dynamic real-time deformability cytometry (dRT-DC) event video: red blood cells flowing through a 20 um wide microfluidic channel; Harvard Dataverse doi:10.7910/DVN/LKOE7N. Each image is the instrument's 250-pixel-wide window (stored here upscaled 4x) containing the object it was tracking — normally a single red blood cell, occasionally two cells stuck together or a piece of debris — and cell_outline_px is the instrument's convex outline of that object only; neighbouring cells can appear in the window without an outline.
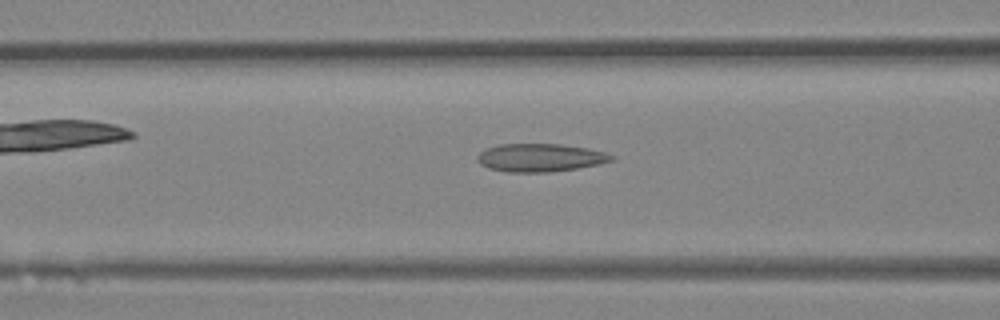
{"species": "Egyptian fruit bat (a non-hibernating species)", "species_latin": "Rousettus aegyptiacus", "temperature_condition": "room temperature", "stored_images_in_passage": 39, "camera_frame_rate_fps": 3000, "um_per_image_px": 0.085, "animal": {"sex": "female"}, "frame": {"image": 1, "passage_image": 16, "time_ms": 5.0, "image_size_px": [1000, 320], "cell_outline_px": [[616, 156], [612, 160], [600, 164], [552, 172], [504, 172], [488, 168], [480, 164], [476, 160], [476, 156], [480, 152], [488, 148], [500, 144], [560, 144], [588, 148], [604, 152]], "centroid_in_image_um": [45.9, 13.4], "position_along_channel_um": 120.7, "area_um2": 22.02}}
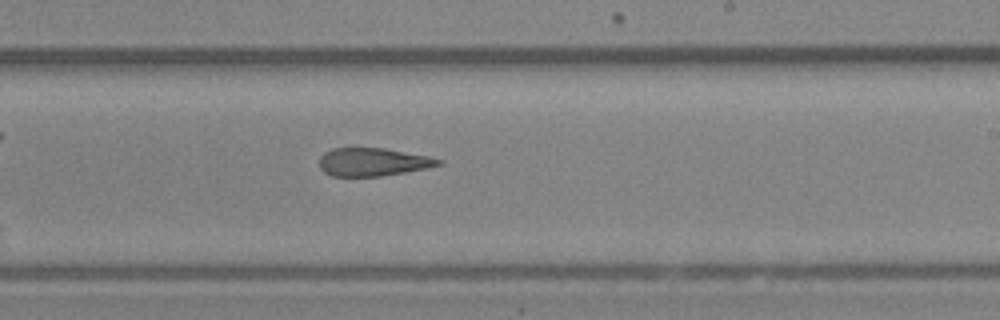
{"frame": {"image": 2, "passage_image": 24, "time_ms": 7.667, "image_size_px": [1000, 320], "cell_outline_px": [[444, 164], [428, 168], [380, 176], [332, 176], [324, 172], [320, 168], [320, 156], [324, 152], [332, 148], [384, 148], [428, 156], [444, 160]], "centroid_in_image_um": [31.71, 13.76], "position_along_channel_um": 257.3, "area_um2": 19.54}}
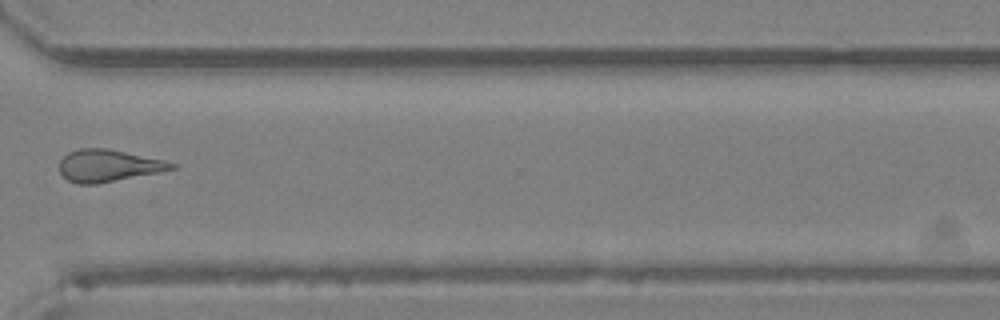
{"frame": {"image": 3, "passage_image": 30, "time_ms": 9.667, "image_size_px": [1000, 320], "cell_outline_px": [[176, 168], [160, 172], [96, 184], [76, 184], [68, 180], [60, 172], [60, 160], [68, 152], [80, 148], [108, 148], [164, 160], [176, 164]], "centroid_in_image_um": [9.2, 14.08], "position_along_channel_um": 361.4, "area_um2": 20.92}}